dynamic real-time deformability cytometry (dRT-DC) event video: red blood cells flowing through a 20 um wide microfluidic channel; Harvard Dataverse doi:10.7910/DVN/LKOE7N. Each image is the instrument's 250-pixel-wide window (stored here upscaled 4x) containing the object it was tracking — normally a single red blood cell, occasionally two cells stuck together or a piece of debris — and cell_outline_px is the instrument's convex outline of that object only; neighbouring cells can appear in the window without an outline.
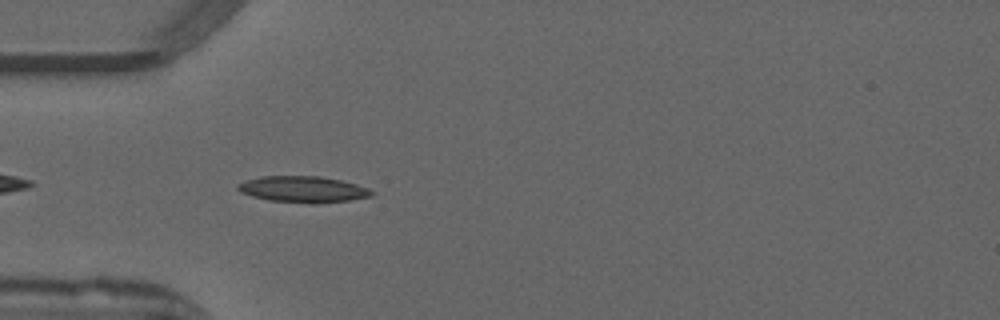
{"species": "common noctule bat (a hibernating species)", "species_latin": "Nyctalus noctula", "temperature_condition": "warm", "stored_images_in_passage": 39, "camera_frame_rate_fps": 3000, "um_per_image_px": 0.085, "animal": {"sex": "male", "forearm_length_mm": 52.5}, "frame": {"image": 1, "passage_image": 3, "time_ms": 0.667, "image_size_px": [1000, 320], "cell_outline_px": [[376, 192], [372, 196], [348, 200], [316, 204], [312, 204], [268, 200], [252, 196], [240, 192], [236, 188], [236, 184], [260, 176], [320, 176], [340, 180], [356, 184], [368, 188]], "centroid_in_image_um": [25.76, 16.09], "position_along_channel_um": 59.2, "area_um2": 20.58}}
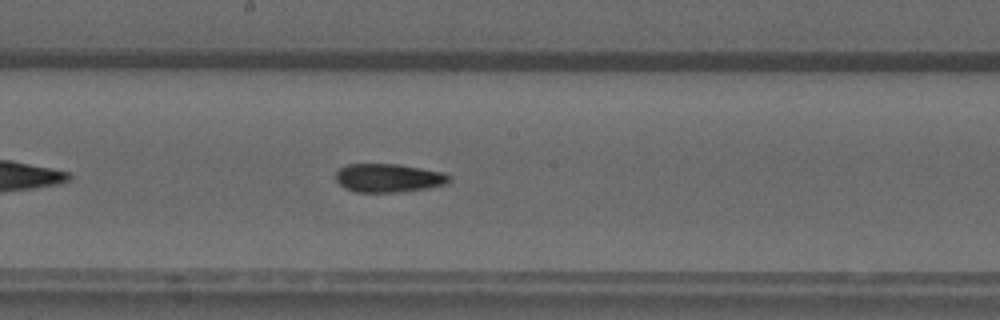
{"frame": {"image": 2, "passage_image": 15, "time_ms": 4.667, "image_size_px": [1000, 320], "cell_outline_px": [[452, 180], [448, 184], [428, 188], [400, 192], [356, 192], [344, 188], [336, 180], [336, 172], [340, 168], [348, 164], [396, 164], [444, 172], [452, 176]], "centroid_in_image_um": [33.07, 15.13], "position_along_channel_um": 215.1, "area_um2": 19.02}}
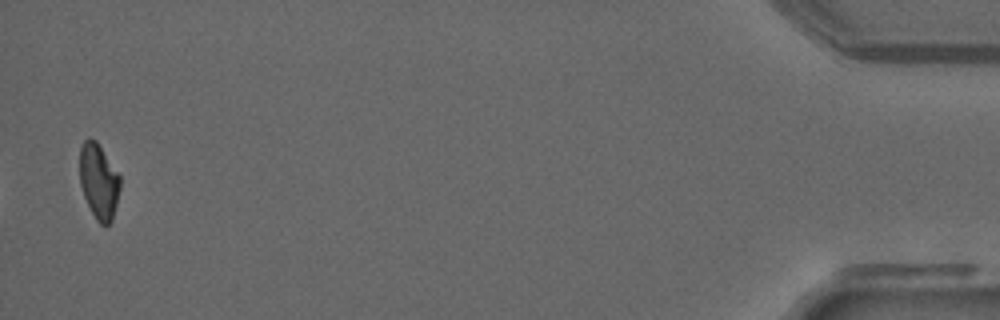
{"frame": {"image": 3, "passage_image": 38, "time_ms": 12.333, "image_size_px": [1000, 320], "cell_outline_px": [[120, 188], [112, 220], [108, 224], [100, 224], [96, 220], [84, 196], [80, 184], [80, 148], [84, 140], [88, 136], [96, 140], [120, 176]], "centroid_in_image_um": [8.39, 15.38], "position_along_channel_um": 426.8, "area_um2": 17.57}, "authors_computed_cell_mechanics": {"area_um2": 18.9584, "velocity_mm_per_s": 3.9836, "shape_relaxation_time_tau1_ms": 10.858, "shape_relaxation_time_tau2_ms": 3.0103, "deformation_change_tau1": 0.287, "deformation_change_tau2": 0.0962}}